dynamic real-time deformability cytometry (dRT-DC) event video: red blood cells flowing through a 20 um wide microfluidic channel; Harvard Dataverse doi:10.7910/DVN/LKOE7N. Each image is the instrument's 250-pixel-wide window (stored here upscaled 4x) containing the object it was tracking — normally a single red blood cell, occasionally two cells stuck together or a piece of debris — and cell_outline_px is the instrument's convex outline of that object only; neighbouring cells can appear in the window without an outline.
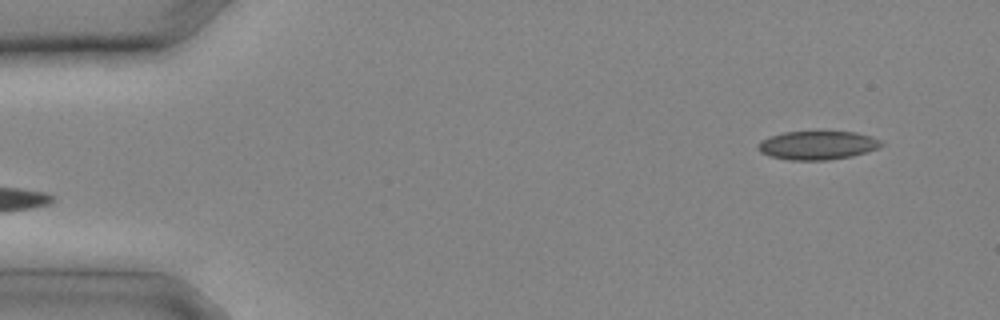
{"species": "common noctule bat (a hibernating species)", "species_latin": "Nyctalus noctula", "temperature_condition": "cold", "stored_images_in_passage": 8, "camera_frame_rate_fps": 3000, "um_per_image_px": 0.085, "animal": {"sex": "male", "body_mass_g": 20.4}, "frame": {"image": 1, "passage_image": 1, "time_ms": 0.0, "image_size_px": [1000, 320], "cell_outline_px": [[884, 144], [876, 148], [852, 156], [828, 160], [788, 160], [772, 156], [760, 152], [756, 148], [756, 144], [760, 140], [768, 136], [784, 132], [856, 132], [872, 136], [880, 140]], "centroid_in_image_um": [69.43, 12.34], "position_along_channel_um": 15.6, "area_um2": 20.58}}
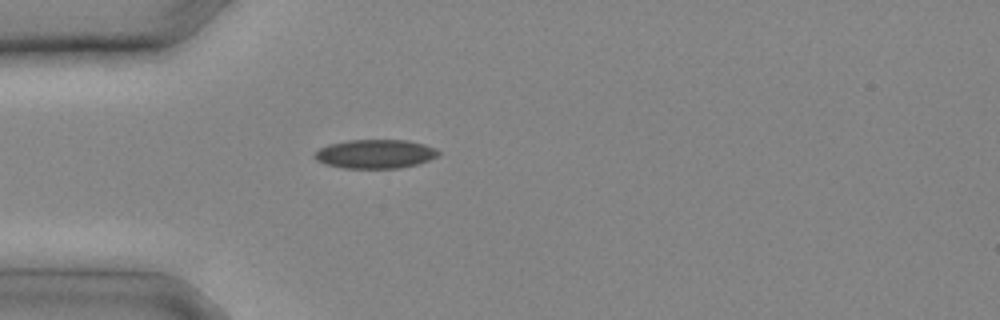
{"frame": {"image": 2, "passage_image": 6, "time_ms": 1.667, "image_size_px": [1000, 320], "cell_outline_px": [[440, 152], [436, 156], [428, 160], [416, 164], [400, 168], [344, 168], [328, 164], [316, 160], [312, 156], [320, 148], [328, 144], [348, 140], [404, 140], [424, 144], [436, 148]], "centroid_in_image_um": [31.88, 13.08], "position_along_channel_um": 53.1, "area_um2": 20.69}}
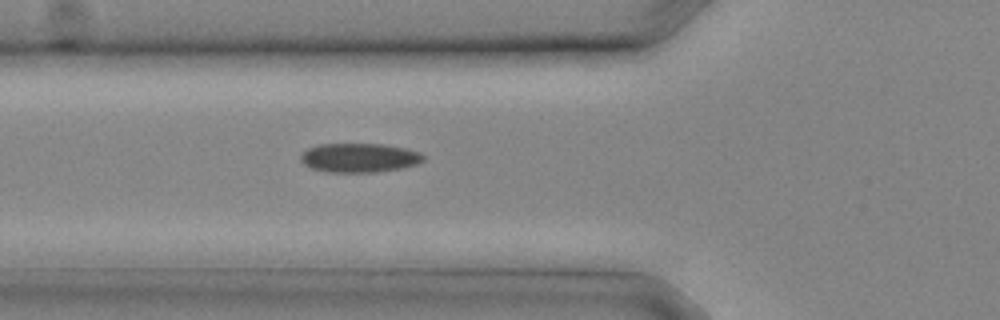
{"frame": {"image": 3, "passage_image": 8, "time_ms": 2.333, "image_size_px": [1000, 320], "cell_outline_px": [[424, 160], [416, 164], [400, 168], [376, 172], [328, 172], [312, 168], [304, 164], [300, 160], [300, 156], [308, 148], [320, 144], [384, 144], [404, 148], [420, 152], [424, 156]], "centroid_in_image_um": [30.54, 13.41], "position_along_channel_um": 95.3, "area_um2": 20.69}}